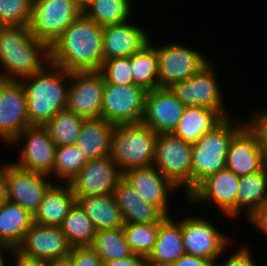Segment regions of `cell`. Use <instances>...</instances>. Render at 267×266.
Here are the masks:
<instances>
[{
    "mask_svg": "<svg viewBox=\"0 0 267 266\" xmlns=\"http://www.w3.org/2000/svg\"><path fill=\"white\" fill-rule=\"evenodd\" d=\"M102 40L103 27L81 13L49 47L50 63L67 72L99 71Z\"/></svg>",
    "mask_w": 267,
    "mask_h": 266,
    "instance_id": "6da1fadb",
    "label": "cell"
},
{
    "mask_svg": "<svg viewBox=\"0 0 267 266\" xmlns=\"http://www.w3.org/2000/svg\"><path fill=\"white\" fill-rule=\"evenodd\" d=\"M0 64V79L19 81L49 66L50 49L29 26H0Z\"/></svg>",
    "mask_w": 267,
    "mask_h": 266,
    "instance_id": "7a4b0ae2",
    "label": "cell"
},
{
    "mask_svg": "<svg viewBox=\"0 0 267 266\" xmlns=\"http://www.w3.org/2000/svg\"><path fill=\"white\" fill-rule=\"evenodd\" d=\"M49 66L19 80L26 94L30 125L44 126L67 106L70 72L52 63Z\"/></svg>",
    "mask_w": 267,
    "mask_h": 266,
    "instance_id": "3957f363",
    "label": "cell"
},
{
    "mask_svg": "<svg viewBox=\"0 0 267 266\" xmlns=\"http://www.w3.org/2000/svg\"><path fill=\"white\" fill-rule=\"evenodd\" d=\"M244 126L245 121L234 125L231 123V117H228L212 132L192 144V190L209 175L226 168L230 142Z\"/></svg>",
    "mask_w": 267,
    "mask_h": 266,
    "instance_id": "277c9868",
    "label": "cell"
},
{
    "mask_svg": "<svg viewBox=\"0 0 267 266\" xmlns=\"http://www.w3.org/2000/svg\"><path fill=\"white\" fill-rule=\"evenodd\" d=\"M157 135L142 122L116 125L111 157L122 173L153 165Z\"/></svg>",
    "mask_w": 267,
    "mask_h": 266,
    "instance_id": "5b68a950",
    "label": "cell"
},
{
    "mask_svg": "<svg viewBox=\"0 0 267 266\" xmlns=\"http://www.w3.org/2000/svg\"><path fill=\"white\" fill-rule=\"evenodd\" d=\"M81 13L79 0H32L30 32L50 47Z\"/></svg>",
    "mask_w": 267,
    "mask_h": 266,
    "instance_id": "8992f818",
    "label": "cell"
},
{
    "mask_svg": "<svg viewBox=\"0 0 267 266\" xmlns=\"http://www.w3.org/2000/svg\"><path fill=\"white\" fill-rule=\"evenodd\" d=\"M192 144L172 133L158 134L153 165L187 196L192 191Z\"/></svg>",
    "mask_w": 267,
    "mask_h": 266,
    "instance_id": "52a82bcc",
    "label": "cell"
},
{
    "mask_svg": "<svg viewBox=\"0 0 267 266\" xmlns=\"http://www.w3.org/2000/svg\"><path fill=\"white\" fill-rule=\"evenodd\" d=\"M212 62L210 60L188 80L176 82L169 89L185 107H207L218 110L228 118L230 116L226 113L223 95L217 82L216 67Z\"/></svg>",
    "mask_w": 267,
    "mask_h": 266,
    "instance_id": "ba28073f",
    "label": "cell"
},
{
    "mask_svg": "<svg viewBox=\"0 0 267 266\" xmlns=\"http://www.w3.org/2000/svg\"><path fill=\"white\" fill-rule=\"evenodd\" d=\"M150 44L157 50L159 88H169L176 82L186 81L210 60L202 53L182 43L164 46Z\"/></svg>",
    "mask_w": 267,
    "mask_h": 266,
    "instance_id": "9c48e42d",
    "label": "cell"
},
{
    "mask_svg": "<svg viewBox=\"0 0 267 266\" xmlns=\"http://www.w3.org/2000/svg\"><path fill=\"white\" fill-rule=\"evenodd\" d=\"M146 93L136 84L105 83L100 117L115 125L141 122Z\"/></svg>",
    "mask_w": 267,
    "mask_h": 266,
    "instance_id": "30bf717a",
    "label": "cell"
},
{
    "mask_svg": "<svg viewBox=\"0 0 267 266\" xmlns=\"http://www.w3.org/2000/svg\"><path fill=\"white\" fill-rule=\"evenodd\" d=\"M50 176L23 170L11 163H4V198L19 204L32 214L36 212L43 196L54 181ZM47 180V181H46Z\"/></svg>",
    "mask_w": 267,
    "mask_h": 266,
    "instance_id": "8fae6325",
    "label": "cell"
},
{
    "mask_svg": "<svg viewBox=\"0 0 267 266\" xmlns=\"http://www.w3.org/2000/svg\"><path fill=\"white\" fill-rule=\"evenodd\" d=\"M239 181L240 176L225 168L202 180L185 199L193 206L198 203H213L225 217L236 219Z\"/></svg>",
    "mask_w": 267,
    "mask_h": 266,
    "instance_id": "7c38bea8",
    "label": "cell"
},
{
    "mask_svg": "<svg viewBox=\"0 0 267 266\" xmlns=\"http://www.w3.org/2000/svg\"><path fill=\"white\" fill-rule=\"evenodd\" d=\"M182 238L186 254L216 262L230 243V238L203 217L181 220Z\"/></svg>",
    "mask_w": 267,
    "mask_h": 266,
    "instance_id": "4fadbf2b",
    "label": "cell"
},
{
    "mask_svg": "<svg viewBox=\"0 0 267 266\" xmlns=\"http://www.w3.org/2000/svg\"><path fill=\"white\" fill-rule=\"evenodd\" d=\"M121 179L122 172L108 155L88 160L68 184L77 199L112 194Z\"/></svg>",
    "mask_w": 267,
    "mask_h": 266,
    "instance_id": "5bb4252c",
    "label": "cell"
},
{
    "mask_svg": "<svg viewBox=\"0 0 267 266\" xmlns=\"http://www.w3.org/2000/svg\"><path fill=\"white\" fill-rule=\"evenodd\" d=\"M22 140H25V144L19 148L18 161L13 164L26 171L50 176L55 162L56 146L47 129L40 125L28 126L11 143L17 144Z\"/></svg>",
    "mask_w": 267,
    "mask_h": 266,
    "instance_id": "9a60e30c",
    "label": "cell"
},
{
    "mask_svg": "<svg viewBox=\"0 0 267 266\" xmlns=\"http://www.w3.org/2000/svg\"><path fill=\"white\" fill-rule=\"evenodd\" d=\"M104 86L100 71L70 72L66 109L85 119L99 118Z\"/></svg>",
    "mask_w": 267,
    "mask_h": 266,
    "instance_id": "2e32d148",
    "label": "cell"
},
{
    "mask_svg": "<svg viewBox=\"0 0 267 266\" xmlns=\"http://www.w3.org/2000/svg\"><path fill=\"white\" fill-rule=\"evenodd\" d=\"M26 105L21 82L0 79V138L3 142L10 144L25 128L31 126Z\"/></svg>",
    "mask_w": 267,
    "mask_h": 266,
    "instance_id": "e0dca14e",
    "label": "cell"
},
{
    "mask_svg": "<svg viewBox=\"0 0 267 266\" xmlns=\"http://www.w3.org/2000/svg\"><path fill=\"white\" fill-rule=\"evenodd\" d=\"M122 179L126 181L144 201L157 207L166 217L170 216L168 205L171 200L170 195L179 189L154 165L126 170L122 173Z\"/></svg>",
    "mask_w": 267,
    "mask_h": 266,
    "instance_id": "ac0fdd59",
    "label": "cell"
},
{
    "mask_svg": "<svg viewBox=\"0 0 267 266\" xmlns=\"http://www.w3.org/2000/svg\"><path fill=\"white\" fill-rule=\"evenodd\" d=\"M16 250L30 258L48 261L68 256L72 246L60 226L33 223Z\"/></svg>",
    "mask_w": 267,
    "mask_h": 266,
    "instance_id": "d6986e66",
    "label": "cell"
},
{
    "mask_svg": "<svg viewBox=\"0 0 267 266\" xmlns=\"http://www.w3.org/2000/svg\"><path fill=\"white\" fill-rule=\"evenodd\" d=\"M184 109L185 106L169 88L149 90L141 122L157 134L173 133Z\"/></svg>",
    "mask_w": 267,
    "mask_h": 266,
    "instance_id": "ffe728a7",
    "label": "cell"
},
{
    "mask_svg": "<svg viewBox=\"0 0 267 266\" xmlns=\"http://www.w3.org/2000/svg\"><path fill=\"white\" fill-rule=\"evenodd\" d=\"M129 21L103 27V56L104 60L130 57L141 51L149 42L150 36L146 30Z\"/></svg>",
    "mask_w": 267,
    "mask_h": 266,
    "instance_id": "44dd1931",
    "label": "cell"
},
{
    "mask_svg": "<svg viewBox=\"0 0 267 266\" xmlns=\"http://www.w3.org/2000/svg\"><path fill=\"white\" fill-rule=\"evenodd\" d=\"M267 165L256 137L244 126L231 140L226 168L237 176L261 171Z\"/></svg>",
    "mask_w": 267,
    "mask_h": 266,
    "instance_id": "7402d4cb",
    "label": "cell"
},
{
    "mask_svg": "<svg viewBox=\"0 0 267 266\" xmlns=\"http://www.w3.org/2000/svg\"><path fill=\"white\" fill-rule=\"evenodd\" d=\"M166 217L158 228L153 250L147 257L149 266H171L186 254L182 238L181 220Z\"/></svg>",
    "mask_w": 267,
    "mask_h": 266,
    "instance_id": "603a6c76",
    "label": "cell"
},
{
    "mask_svg": "<svg viewBox=\"0 0 267 266\" xmlns=\"http://www.w3.org/2000/svg\"><path fill=\"white\" fill-rule=\"evenodd\" d=\"M113 195L124 223H158L166 218L157 207L144 201L123 179L118 182Z\"/></svg>",
    "mask_w": 267,
    "mask_h": 266,
    "instance_id": "cb8c5ba5",
    "label": "cell"
},
{
    "mask_svg": "<svg viewBox=\"0 0 267 266\" xmlns=\"http://www.w3.org/2000/svg\"><path fill=\"white\" fill-rule=\"evenodd\" d=\"M225 119L218 110L203 106L185 107L172 134L184 142L194 144L202 136L212 132Z\"/></svg>",
    "mask_w": 267,
    "mask_h": 266,
    "instance_id": "d4e9b609",
    "label": "cell"
},
{
    "mask_svg": "<svg viewBox=\"0 0 267 266\" xmlns=\"http://www.w3.org/2000/svg\"><path fill=\"white\" fill-rule=\"evenodd\" d=\"M76 199L68 183L54 182L33 214L38 225L60 226Z\"/></svg>",
    "mask_w": 267,
    "mask_h": 266,
    "instance_id": "484cf974",
    "label": "cell"
},
{
    "mask_svg": "<svg viewBox=\"0 0 267 266\" xmlns=\"http://www.w3.org/2000/svg\"><path fill=\"white\" fill-rule=\"evenodd\" d=\"M115 128V124L101 117L85 119L75 145L89 160L111 155Z\"/></svg>",
    "mask_w": 267,
    "mask_h": 266,
    "instance_id": "4316f807",
    "label": "cell"
},
{
    "mask_svg": "<svg viewBox=\"0 0 267 266\" xmlns=\"http://www.w3.org/2000/svg\"><path fill=\"white\" fill-rule=\"evenodd\" d=\"M76 202L90 218L96 231L123 228L124 221L113 193L77 198Z\"/></svg>",
    "mask_w": 267,
    "mask_h": 266,
    "instance_id": "83f0119b",
    "label": "cell"
},
{
    "mask_svg": "<svg viewBox=\"0 0 267 266\" xmlns=\"http://www.w3.org/2000/svg\"><path fill=\"white\" fill-rule=\"evenodd\" d=\"M266 202L267 165L259 172L240 176L236 197V217L243 212L249 219Z\"/></svg>",
    "mask_w": 267,
    "mask_h": 266,
    "instance_id": "f1b7e54d",
    "label": "cell"
},
{
    "mask_svg": "<svg viewBox=\"0 0 267 266\" xmlns=\"http://www.w3.org/2000/svg\"><path fill=\"white\" fill-rule=\"evenodd\" d=\"M34 223L33 214L19 204L5 198L0 202V239L14 249Z\"/></svg>",
    "mask_w": 267,
    "mask_h": 266,
    "instance_id": "f546056e",
    "label": "cell"
},
{
    "mask_svg": "<svg viewBox=\"0 0 267 266\" xmlns=\"http://www.w3.org/2000/svg\"><path fill=\"white\" fill-rule=\"evenodd\" d=\"M131 0H87L82 13L101 27L129 21L133 12Z\"/></svg>",
    "mask_w": 267,
    "mask_h": 266,
    "instance_id": "4dcf8cb0",
    "label": "cell"
},
{
    "mask_svg": "<svg viewBox=\"0 0 267 266\" xmlns=\"http://www.w3.org/2000/svg\"><path fill=\"white\" fill-rule=\"evenodd\" d=\"M130 62L134 84L146 91L159 88L158 54L150 43L131 55Z\"/></svg>",
    "mask_w": 267,
    "mask_h": 266,
    "instance_id": "1f68e13d",
    "label": "cell"
},
{
    "mask_svg": "<svg viewBox=\"0 0 267 266\" xmlns=\"http://www.w3.org/2000/svg\"><path fill=\"white\" fill-rule=\"evenodd\" d=\"M60 228L72 247L91 246L96 234L92 221L77 202L68 211Z\"/></svg>",
    "mask_w": 267,
    "mask_h": 266,
    "instance_id": "d6a6232c",
    "label": "cell"
},
{
    "mask_svg": "<svg viewBox=\"0 0 267 266\" xmlns=\"http://www.w3.org/2000/svg\"><path fill=\"white\" fill-rule=\"evenodd\" d=\"M85 118L67 109L60 110L44 127L58 146L75 145Z\"/></svg>",
    "mask_w": 267,
    "mask_h": 266,
    "instance_id": "836d02e7",
    "label": "cell"
},
{
    "mask_svg": "<svg viewBox=\"0 0 267 266\" xmlns=\"http://www.w3.org/2000/svg\"><path fill=\"white\" fill-rule=\"evenodd\" d=\"M91 247L102 262L123 259L133 254L126 242L123 228L96 231Z\"/></svg>",
    "mask_w": 267,
    "mask_h": 266,
    "instance_id": "e575fe53",
    "label": "cell"
},
{
    "mask_svg": "<svg viewBox=\"0 0 267 266\" xmlns=\"http://www.w3.org/2000/svg\"><path fill=\"white\" fill-rule=\"evenodd\" d=\"M88 160L86 154L82 153L76 145L58 146L55 150V162L50 176L56 175L57 183L59 181L62 183L61 180L69 183Z\"/></svg>",
    "mask_w": 267,
    "mask_h": 266,
    "instance_id": "d590c367",
    "label": "cell"
},
{
    "mask_svg": "<svg viewBox=\"0 0 267 266\" xmlns=\"http://www.w3.org/2000/svg\"><path fill=\"white\" fill-rule=\"evenodd\" d=\"M160 223H124L125 239L133 254L148 257L156 242Z\"/></svg>",
    "mask_w": 267,
    "mask_h": 266,
    "instance_id": "8d00e7d4",
    "label": "cell"
},
{
    "mask_svg": "<svg viewBox=\"0 0 267 266\" xmlns=\"http://www.w3.org/2000/svg\"><path fill=\"white\" fill-rule=\"evenodd\" d=\"M32 0H0V26H29Z\"/></svg>",
    "mask_w": 267,
    "mask_h": 266,
    "instance_id": "74e56055",
    "label": "cell"
},
{
    "mask_svg": "<svg viewBox=\"0 0 267 266\" xmlns=\"http://www.w3.org/2000/svg\"><path fill=\"white\" fill-rule=\"evenodd\" d=\"M104 83L116 85L134 84L130 57H120L104 60L99 70Z\"/></svg>",
    "mask_w": 267,
    "mask_h": 266,
    "instance_id": "f35d334b",
    "label": "cell"
},
{
    "mask_svg": "<svg viewBox=\"0 0 267 266\" xmlns=\"http://www.w3.org/2000/svg\"><path fill=\"white\" fill-rule=\"evenodd\" d=\"M255 113V114H254ZM245 121L246 128L256 137L258 146L267 161V110H258Z\"/></svg>",
    "mask_w": 267,
    "mask_h": 266,
    "instance_id": "ab89813d",
    "label": "cell"
},
{
    "mask_svg": "<svg viewBox=\"0 0 267 266\" xmlns=\"http://www.w3.org/2000/svg\"><path fill=\"white\" fill-rule=\"evenodd\" d=\"M69 256L72 266H103L101 258L91 246L72 247Z\"/></svg>",
    "mask_w": 267,
    "mask_h": 266,
    "instance_id": "60d3db41",
    "label": "cell"
},
{
    "mask_svg": "<svg viewBox=\"0 0 267 266\" xmlns=\"http://www.w3.org/2000/svg\"><path fill=\"white\" fill-rule=\"evenodd\" d=\"M238 250V251H237ZM224 263L215 262V266H258L248 246L237 249Z\"/></svg>",
    "mask_w": 267,
    "mask_h": 266,
    "instance_id": "b9f144b4",
    "label": "cell"
},
{
    "mask_svg": "<svg viewBox=\"0 0 267 266\" xmlns=\"http://www.w3.org/2000/svg\"><path fill=\"white\" fill-rule=\"evenodd\" d=\"M103 266H149L147 257L132 254L123 259H116L103 262Z\"/></svg>",
    "mask_w": 267,
    "mask_h": 266,
    "instance_id": "7bdbcfd3",
    "label": "cell"
},
{
    "mask_svg": "<svg viewBox=\"0 0 267 266\" xmlns=\"http://www.w3.org/2000/svg\"><path fill=\"white\" fill-rule=\"evenodd\" d=\"M247 221H250L251 225H254L255 228L259 229V231L267 237V202Z\"/></svg>",
    "mask_w": 267,
    "mask_h": 266,
    "instance_id": "ee69618b",
    "label": "cell"
},
{
    "mask_svg": "<svg viewBox=\"0 0 267 266\" xmlns=\"http://www.w3.org/2000/svg\"><path fill=\"white\" fill-rule=\"evenodd\" d=\"M171 266H215V262L193 255L184 254L180 258H178Z\"/></svg>",
    "mask_w": 267,
    "mask_h": 266,
    "instance_id": "f6af8a7d",
    "label": "cell"
},
{
    "mask_svg": "<svg viewBox=\"0 0 267 266\" xmlns=\"http://www.w3.org/2000/svg\"><path fill=\"white\" fill-rule=\"evenodd\" d=\"M13 257L15 262V266H47V261L36 259V258H30L28 256H25L18 252L16 249L13 250ZM15 255V256H14Z\"/></svg>",
    "mask_w": 267,
    "mask_h": 266,
    "instance_id": "bcb514c9",
    "label": "cell"
},
{
    "mask_svg": "<svg viewBox=\"0 0 267 266\" xmlns=\"http://www.w3.org/2000/svg\"><path fill=\"white\" fill-rule=\"evenodd\" d=\"M47 266H72V261L68 255L65 257L48 260Z\"/></svg>",
    "mask_w": 267,
    "mask_h": 266,
    "instance_id": "7dc6e473",
    "label": "cell"
},
{
    "mask_svg": "<svg viewBox=\"0 0 267 266\" xmlns=\"http://www.w3.org/2000/svg\"><path fill=\"white\" fill-rule=\"evenodd\" d=\"M14 248L10 244H0V266H6L7 263H5L4 255L2 253H5L6 251L9 253L13 252Z\"/></svg>",
    "mask_w": 267,
    "mask_h": 266,
    "instance_id": "c3c4849f",
    "label": "cell"
},
{
    "mask_svg": "<svg viewBox=\"0 0 267 266\" xmlns=\"http://www.w3.org/2000/svg\"><path fill=\"white\" fill-rule=\"evenodd\" d=\"M0 165V202L4 199V164Z\"/></svg>",
    "mask_w": 267,
    "mask_h": 266,
    "instance_id": "681fc988",
    "label": "cell"
},
{
    "mask_svg": "<svg viewBox=\"0 0 267 266\" xmlns=\"http://www.w3.org/2000/svg\"><path fill=\"white\" fill-rule=\"evenodd\" d=\"M85 1H87V0H79V2H80L81 4H83Z\"/></svg>",
    "mask_w": 267,
    "mask_h": 266,
    "instance_id": "f907efd6",
    "label": "cell"
},
{
    "mask_svg": "<svg viewBox=\"0 0 267 266\" xmlns=\"http://www.w3.org/2000/svg\"><path fill=\"white\" fill-rule=\"evenodd\" d=\"M0 244H8V243L2 242L1 239H0Z\"/></svg>",
    "mask_w": 267,
    "mask_h": 266,
    "instance_id": "816d5d0a",
    "label": "cell"
}]
</instances>
